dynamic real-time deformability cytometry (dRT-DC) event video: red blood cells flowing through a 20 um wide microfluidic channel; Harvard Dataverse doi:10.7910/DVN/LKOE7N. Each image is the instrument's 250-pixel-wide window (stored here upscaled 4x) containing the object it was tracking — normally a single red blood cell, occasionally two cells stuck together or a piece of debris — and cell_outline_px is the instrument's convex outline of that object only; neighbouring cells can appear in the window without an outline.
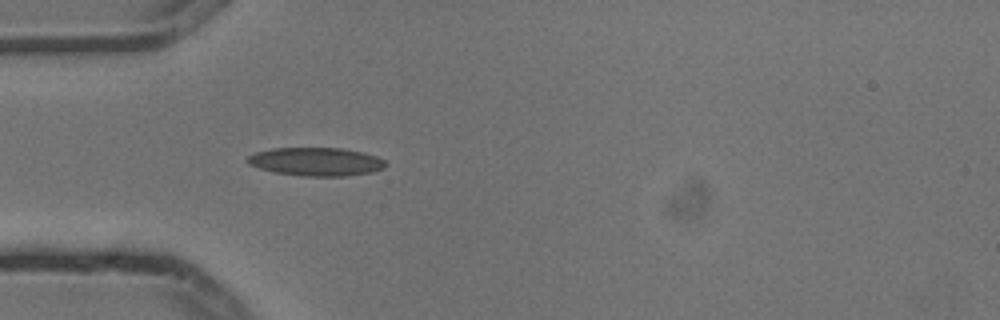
{"species": "common noctule bat (a hibernating species)", "species_latin": "Nyctalus noctula", "temperature_condition": "cold", "stored_images_in_passage": 3, "camera_frame_rate_fps": 3000, "um_per_image_px": 0.085, "animal": {"sex": "male", "body_mass_g": 13.3}, "frame": {"image": 1, "passage_image": 3, "time_ms": 0.667, "image_size_px": [1000, 320], "cell_outline_px": [[388, 164], [384, 168], [372, 172], [344, 176], [304, 176], [276, 172], [260, 168], [248, 164], [244, 160], [248, 156], [256, 152], [272, 148], [340, 148], [364, 152], [376, 156], [384, 160]], "centroid_in_image_um": [26.88, 13.74], "position_along_channel_um": 58.1, "area_um2": 22.83}}